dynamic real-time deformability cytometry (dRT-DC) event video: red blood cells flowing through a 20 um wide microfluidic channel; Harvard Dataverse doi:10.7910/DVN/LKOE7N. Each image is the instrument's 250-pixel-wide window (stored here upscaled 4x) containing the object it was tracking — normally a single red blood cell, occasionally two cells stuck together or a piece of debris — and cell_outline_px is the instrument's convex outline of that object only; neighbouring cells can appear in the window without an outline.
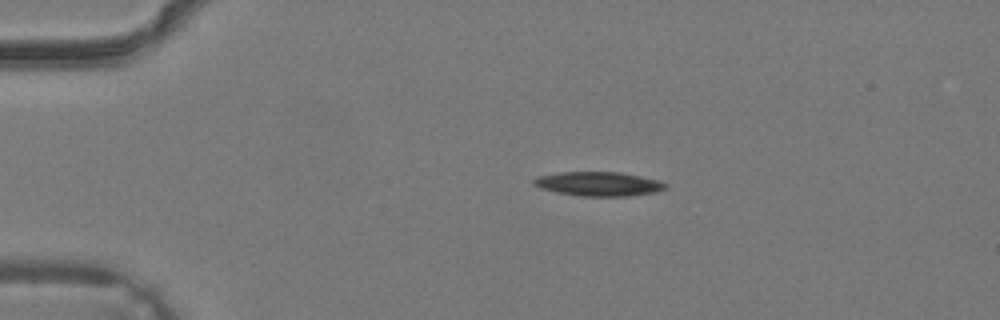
{"species": "common noctule bat (a hibernating species)", "species_latin": "Nyctalus noctula", "temperature_condition": "warm", "stored_images_in_passage": 33, "camera_frame_rate_fps": 3000, "um_per_image_px": 0.085, "animal": {"sex": "male", "body_mass_g": 19.2, "forearm_length_mm": 51.8}, "frame": {"image": 1, "passage_image": 1, "time_ms": 0.0, "image_size_px": [1000, 320], "cell_outline_px": [[668, 188], [656, 192], [628, 196], [580, 196], [556, 192], [540, 188], [532, 184], [532, 180], [536, 176], [560, 172], [620, 172], [660, 180], [668, 184]], "centroid_in_image_um": [50.89, 15.63], "position_along_channel_um": 34.1, "area_um2": 18.79}}
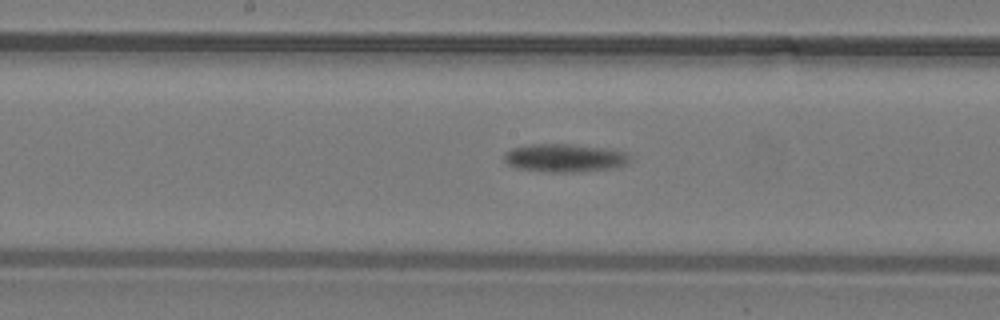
{"frame": {"image": 2, "passage_image": 14, "time_ms": 4.333, "image_size_px": [1000, 320], "cell_outline_px": [[632, 156], [628, 164], [616, 168], [580, 172], [548, 172], [516, 168], [508, 164], [504, 160], [504, 152], [512, 148], [532, 144], [572, 144], [604, 148], [624, 152]], "centroid_in_image_um": [48.02, 13.43], "position_along_channel_um": 200.2, "area_um2": 20.87}}
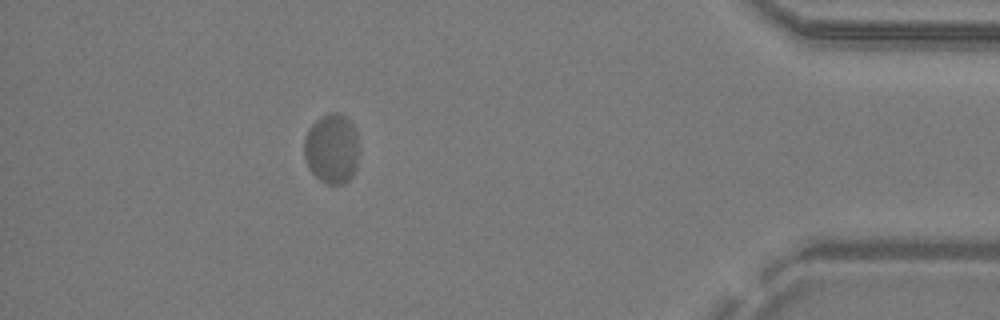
{"frame": {"image": 3, "passage_image": 29, "time_ms": 9.333, "image_size_px": [1000, 320], "cell_outline_px": [[360, 152], [356, 168], [352, 176], [344, 184], [328, 184], [320, 180], [308, 168], [304, 156], [304, 136], [308, 128], [320, 116], [328, 112], [340, 112], [356, 128], [360, 144]], "centroid_in_image_um": [28.23, 12.62], "position_along_channel_um": 407.0, "area_um2": 23.06}}